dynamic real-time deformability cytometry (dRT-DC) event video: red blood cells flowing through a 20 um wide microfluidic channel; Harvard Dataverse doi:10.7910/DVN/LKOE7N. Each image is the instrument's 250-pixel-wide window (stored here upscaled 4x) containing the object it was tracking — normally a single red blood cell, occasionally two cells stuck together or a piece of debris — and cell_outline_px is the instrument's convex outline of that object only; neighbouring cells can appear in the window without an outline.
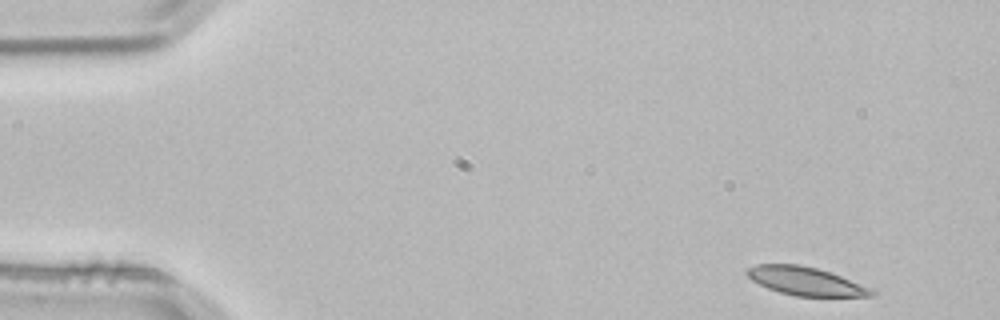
{"species": "common noctule bat (a hibernating species)", "species_latin": "Nyctalus noctula", "temperature_condition": "room temperature", "stored_images_in_passage": 3, "camera_frame_rate_fps": 3000, "um_per_image_px": 0.085, "animal": {"sex": "male", "body_mass_g": 21.5, "forearm_length_mm": 52.0}, "frame": {"image": 1, "passage_image": 1, "time_ms": 0.0, "image_size_px": [1000, 320], "cell_outline_px": [[876, 292], [872, 296], [796, 296], [780, 292], [768, 288], [752, 280], [744, 272], [748, 268], [756, 264], [796, 264], [816, 268], [840, 276], [868, 288]], "centroid_in_image_um": [68.4, 23.89], "position_along_channel_um": 16.6, "area_um2": 20.06}}
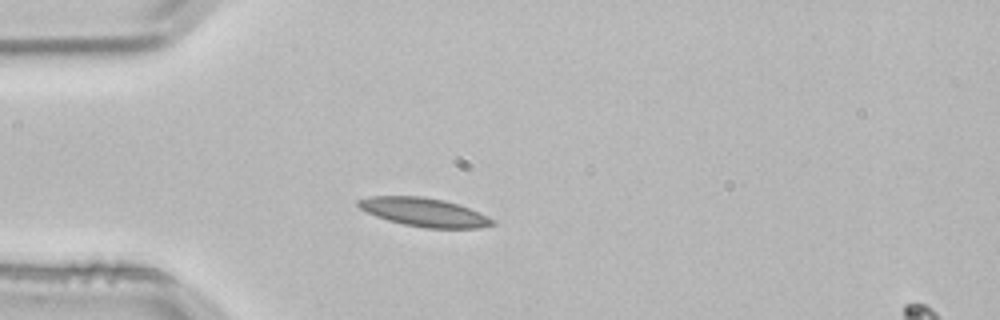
{"frame": {"image": 2, "passage_image": 3, "time_ms": 0.667, "image_size_px": [1000, 320], "cell_outline_px": [[496, 224], [480, 228], [424, 228], [404, 224], [388, 220], [376, 216], [360, 208], [356, 204], [356, 200], [368, 196], [424, 196], [444, 200], [460, 204], [488, 216], [496, 220]], "centroid_in_image_um": [36.08, 18.03], "position_along_channel_um": 48.9, "area_um2": 22.54}}